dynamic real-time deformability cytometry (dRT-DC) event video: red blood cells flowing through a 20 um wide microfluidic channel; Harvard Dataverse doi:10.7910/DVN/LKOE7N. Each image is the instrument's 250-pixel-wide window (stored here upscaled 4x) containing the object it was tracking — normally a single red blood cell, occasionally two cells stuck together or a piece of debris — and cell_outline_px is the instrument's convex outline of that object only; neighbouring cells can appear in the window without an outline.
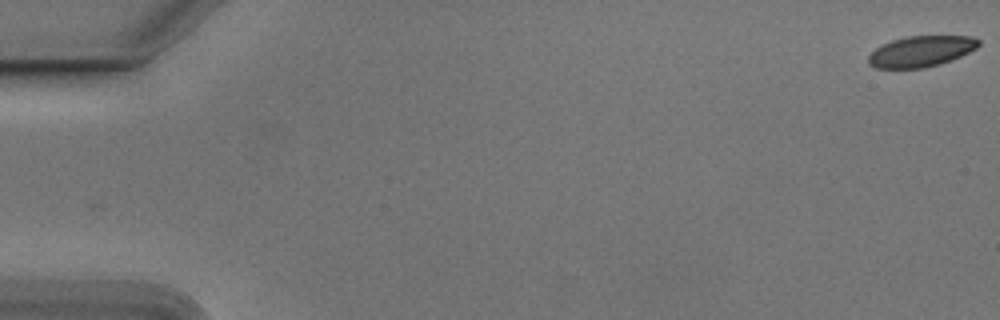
{"species": "Egyptian fruit bat (a non-hibernating species)", "species_latin": "Rousettus aegyptiacus", "temperature_condition": "cold", "stored_images_in_passage": 55, "camera_frame_rate_fps": 3000, "um_per_image_px": 0.085, "animal": {"sex": "male"}, "frame": {"image": 1, "passage_image": 1, "time_ms": 0.0, "image_size_px": [1000, 320], "cell_outline_px": [[980, 44], [976, 48], [952, 60], [940, 64], [924, 68], [876, 68], [868, 64], [868, 56], [876, 48], [892, 40], [908, 36], [972, 36], [980, 40]], "centroid_in_image_um": [78.29, 4.37], "position_along_channel_um": 6.7, "area_um2": 19.77}}
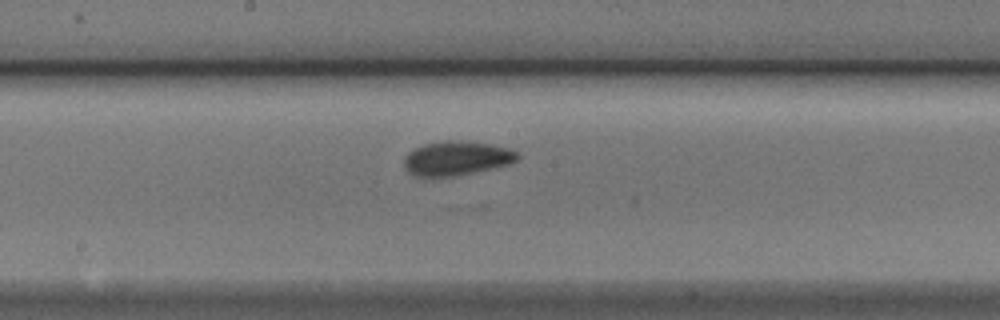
{"frame": {"image": 2, "passage_image": 30, "time_ms": 9.667, "image_size_px": [1000, 320], "cell_outline_px": [[520, 156], [512, 164], [456, 176], [420, 176], [408, 172], [404, 164], [404, 156], [408, 152], [424, 144], [444, 140], [452, 140], [488, 144], [508, 148], [520, 152]], "centroid_in_image_um": [38.84, 13.45], "position_along_channel_um": 209.4, "area_um2": 22.54}}
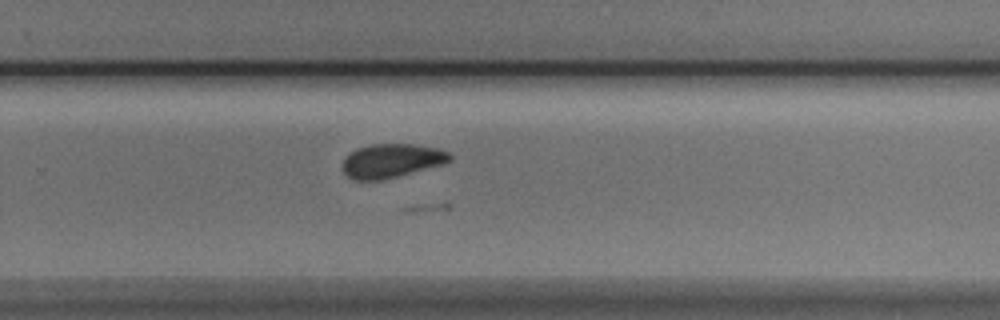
{"frame": {"image": 3, "passage_image": 37, "time_ms": 12.0, "image_size_px": [1000, 320], "cell_outline_px": [[452, 160], [440, 164], [396, 176], [380, 180], [356, 180], [348, 176], [340, 168], [348, 152], [356, 148], [372, 144], [412, 144], [436, 148], [448, 152], [452, 156]], "centroid_in_image_um": [33.21, 13.65], "position_along_channel_um": 296.6, "area_um2": 20.92}, "authors_computed_cell_mechanics": {"area_um2": 19.5942, "velocity_mm_per_s": 3.7364, "shape_relaxation_time_tau1_ms": 0.3051, "shape_relaxation_time_tau2_ms": null, "deformation_change_tau1": 0.2264, "deformation_change_tau2": null}}